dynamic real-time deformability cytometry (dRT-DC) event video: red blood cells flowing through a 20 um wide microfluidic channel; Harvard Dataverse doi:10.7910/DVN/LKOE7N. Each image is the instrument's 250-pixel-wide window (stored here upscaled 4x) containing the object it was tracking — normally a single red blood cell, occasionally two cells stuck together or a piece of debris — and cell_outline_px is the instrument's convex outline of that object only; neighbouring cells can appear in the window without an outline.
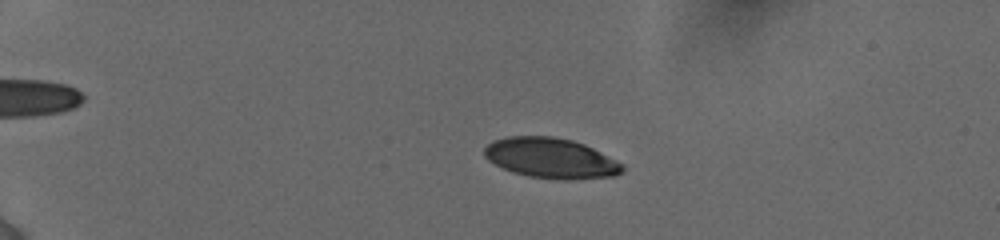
{"species": "human", "species_latin": "Homo sapiens", "temperature_condition": "cold", "stored_images_in_passage": 80, "camera_frame_rate_fps": 3000, "um_per_image_px": 0.085, "donor": {"sex": "female"}, "frame": {"image": 1, "passage_image": 17, "time_ms": 5.0, "image_size_px": [1000, 240], "cell_outline_px": [[624, 172], [616, 176], [568, 180], [556, 180], [528, 176], [512, 172], [488, 160], [484, 156], [484, 148], [492, 140], [508, 136], [552, 136], [572, 140], [584, 144], [624, 164]], "centroid_in_image_um": [46.84, 13.45], "position_along_channel_um": 38.2, "area_um2": 32.6}}
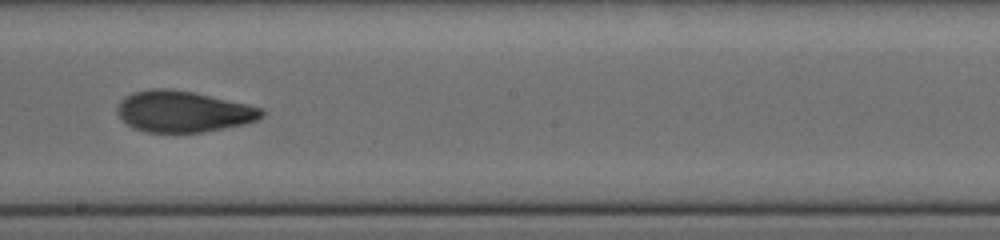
{"frame": {"image": 2, "passage_image": 49, "time_ms": 12.0, "image_size_px": [1000, 240], "cell_outline_px": [[264, 116], [256, 120], [244, 124], [204, 132], [144, 132], [132, 128], [116, 112], [116, 108], [120, 100], [124, 96], [132, 92], [152, 88], [168, 88], [192, 92], [248, 104], [264, 108]], "centroid_in_image_um": [15.56, 9.47], "position_along_channel_um": 232.6, "area_um2": 34.8}}
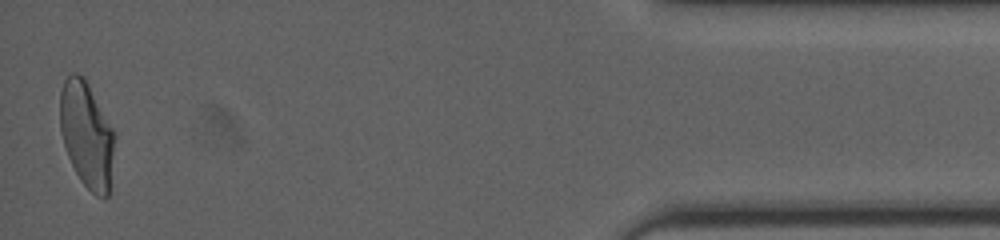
{"frame": {"image": 3, "passage_image": 80, "time_ms": 18.667, "image_size_px": [1000, 240], "cell_outline_px": [[116, 136], [108, 196], [104, 200], [96, 196], [80, 180], [68, 156], [64, 144], [60, 128], [60, 92], [64, 80], [72, 72], [76, 72], [84, 76], [116, 132]], "centroid_in_image_um": [7.39, 11.43], "position_along_channel_um": 427.8, "area_um2": 34.04}, "authors_computed_cell_mechanics": {"area_um2": 34.0731, "velocity_mm_per_s": 3.8837, "shape_relaxation_time_tau1_ms": 4.9307, "shape_relaxation_time_tau2_ms": 1.4646, "deformation_change_tau1": 0.1824, "deformation_change_tau2": 0.0606}}